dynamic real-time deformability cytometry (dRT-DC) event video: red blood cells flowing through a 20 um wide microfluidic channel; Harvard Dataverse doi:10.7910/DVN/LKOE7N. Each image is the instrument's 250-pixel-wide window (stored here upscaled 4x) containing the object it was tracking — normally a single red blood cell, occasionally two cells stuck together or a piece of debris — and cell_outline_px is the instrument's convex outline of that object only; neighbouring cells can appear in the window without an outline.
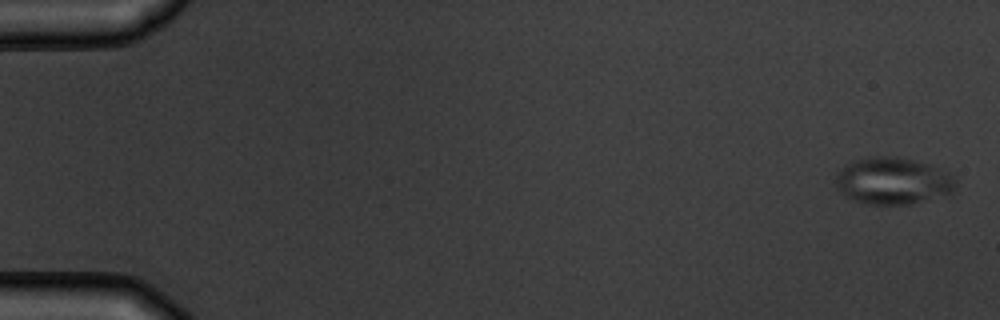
{"species": "common noctule bat (a hibernating species)", "species_latin": "Nyctalus noctula", "temperature_condition": "warm", "stored_images_in_passage": 6, "camera_frame_rate_fps": 3000, "um_per_image_px": 0.085, "animal": {"sex": "male", "body_mass_g": 19.5, "forearm_length_mm": 54.6}, "frame": {"image": 1, "passage_image": 1, "time_ms": 0.0, "image_size_px": [1000, 320], "cell_outline_px": [[956, 184], [952, 192], [912, 204], [868, 204], [852, 200], [844, 196], [840, 192], [836, 184], [836, 176], [844, 164], [852, 160], [872, 156], [896, 156], [928, 164], [948, 172], [956, 176]], "centroid_in_image_um": [75.87, 15.37], "position_along_channel_um": 9.1, "area_um2": 32.95}}